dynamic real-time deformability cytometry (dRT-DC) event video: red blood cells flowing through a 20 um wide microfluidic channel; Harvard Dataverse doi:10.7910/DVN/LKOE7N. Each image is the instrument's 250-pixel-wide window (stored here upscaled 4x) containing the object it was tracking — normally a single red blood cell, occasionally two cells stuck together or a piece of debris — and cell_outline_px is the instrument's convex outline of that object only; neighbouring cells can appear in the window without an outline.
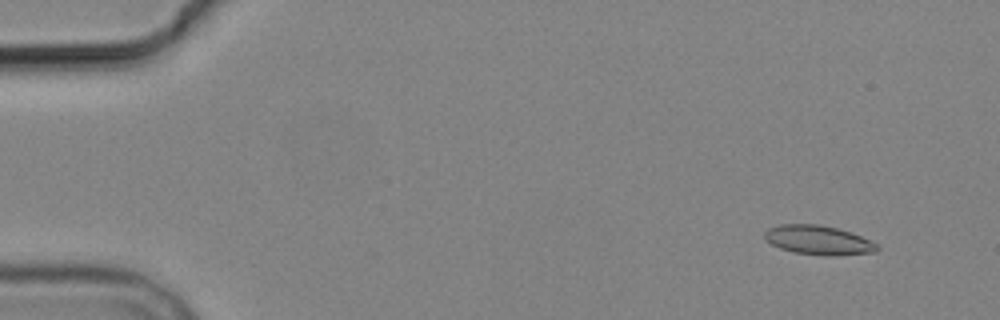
{"species": "common noctule bat (a hibernating species)", "species_latin": "Nyctalus noctula", "temperature_condition": "cold", "stored_images_in_passage": 6, "camera_frame_rate_fps": 3000, "um_per_image_px": 0.085, "animal": {"sex": "male", "body_mass_g": 19.2, "forearm_length_mm": 51.8}, "frame": {"image": 1, "passage_image": 2, "time_ms": 1.333, "image_size_px": [1000, 320], "cell_outline_px": [[880, 248], [876, 252], [832, 256], [824, 256], [796, 252], [780, 248], [764, 240], [764, 232], [768, 228], [780, 224], [816, 224], [836, 228], [860, 236], [876, 244]], "centroid_in_image_um": [69.52, 20.41], "position_along_channel_um": 15.5, "area_um2": 19.02}}
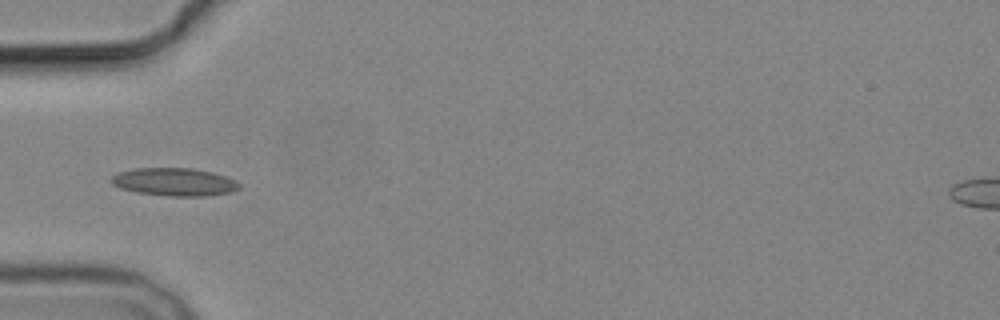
{"frame": {"image": 2, "passage_image": 6, "time_ms": 6.0, "image_size_px": [1000, 320], "cell_outline_px": [[240, 188], [232, 192], [204, 196], [168, 196], [136, 192], [120, 188], [112, 184], [108, 180], [112, 176], [120, 172], [136, 168], [192, 168], [212, 172], [236, 180], [240, 184]], "centroid_in_image_um": [14.82, 15.47], "position_along_channel_um": 70.2, "area_um2": 20.87}}